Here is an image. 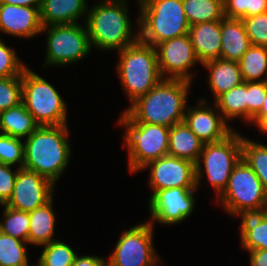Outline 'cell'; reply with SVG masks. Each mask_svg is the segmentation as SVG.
<instances>
[{
    "mask_svg": "<svg viewBox=\"0 0 267 266\" xmlns=\"http://www.w3.org/2000/svg\"><path fill=\"white\" fill-rule=\"evenodd\" d=\"M191 84L182 79H162L131 103L117 122H143L169 128L183 122Z\"/></svg>",
    "mask_w": 267,
    "mask_h": 266,
    "instance_id": "6da1fadb",
    "label": "cell"
},
{
    "mask_svg": "<svg viewBox=\"0 0 267 266\" xmlns=\"http://www.w3.org/2000/svg\"><path fill=\"white\" fill-rule=\"evenodd\" d=\"M68 128L67 124L39 126L24 141L23 168L46 177L56 185L70 162Z\"/></svg>",
    "mask_w": 267,
    "mask_h": 266,
    "instance_id": "7a4b0ae2",
    "label": "cell"
},
{
    "mask_svg": "<svg viewBox=\"0 0 267 266\" xmlns=\"http://www.w3.org/2000/svg\"><path fill=\"white\" fill-rule=\"evenodd\" d=\"M125 1H100L88 7L86 27L91 48L120 51L139 39Z\"/></svg>",
    "mask_w": 267,
    "mask_h": 266,
    "instance_id": "3957f363",
    "label": "cell"
},
{
    "mask_svg": "<svg viewBox=\"0 0 267 266\" xmlns=\"http://www.w3.org/2000/svg\"><path fill=\"white\" fill-rule=\"evenodd\" d=\"M117 53L119 61L116 71L131 104L163 79L158 67L157 51L154 46L138 39Z\"/></svg>",
    "mask_w": 267,
    "mask_h": 266,
    "instance_id": "277c9868",
    "label": "cell"
},
{
    "mask_svg": "<svg viewBox=\"0 0 267 266\" xmlns=\"http://www.w3.org/2000/svg\"><path fill=\"white\" fill-rule=\"evenodd\" d=\"M139 39L156 47L159 43L188 34L190 24L182 0H141L138 4Z\"/></svg>",
    "mask_w": 267,
    "mask_h": 266,
    "instance_id": "5b68a950",
    "label": "cell"
},
{
    "mask_svg": "<svg viewBox=\"0 0 267 266\" xmlns=\"http://www.w3.org/2000/svg\"><path fill=\"white\" fill-rule=\"evenodd\" d=\"M215 200L235 218L267 211L263 184L243 159L234 167L225 190Z\"/></svg>",
    "mask_w": 267,
    "mask_h": 266,
    "instance_id": "8992f818",
    "label": "cell"
},
{
    "mask_svg": "<svg viewBox=\"0 0 267 266\" xmlns=\"http://www.w3.org/2000/svg\"><path fill=\"white\" fill-rule=\"evenodd\" d=\"M242 159V135L236 129L225 139L204 144L195 164L197 189L202 177L213 187L216 197L226 188L234 167Z\"/></svg>",
    "mask_w": 267,
    "mask_h": 266,
    "instance_id": "52a82bcc",
    "label": "cell"
},
{
    "mask_svg": "<svg viewBox=\"0 0 267 266\" xmlns=\"http://www.w3.org/2000/svg\"><path fill=\"white\" fill-rule=\"evenodd\" d=\"M125 129L122 146L128 152L129 172L139 173L149 162L168 155L170 128L143 122H117Z\"/></svg>",
    "mask_w": 267,
    "mask_h": 266,
    "instance_id": "ba28073f",
    "label": "cell"
},
{
    "mask_svg": "<svg viewBox=\"0 0 267 266\" xmlns=\"http://www.w3.org/2000/svg\"><path fill=\"white\" fill-rule=\"evenodd\" d=\"M22 102L40 125H65L67 105L58 90L26 67L22 72Z\"/></svg>",
    "mask_w": 267,
    "mask_h": 266,
    "instance_id": "9c48e42d",
    "label": "cell"
},
{
    "mask_svg": "<svg viewBox=\"0 0 267 266\" xmlns=\"http://www.w3.org/2000/svg\"><path fill=\"white\" fill-rule=\"evenodd\" d=\"M47 33L46 58L43 67L66 66L87 57L91 51L86 24H54L42 26Z\"/></svg>",
    "mask_w": 267,
    "mask_h": 266,
    "instance_id": "30bf717a",
    "label": "cell"
},
{
    "mask_svg": "<svg viewBox=\"0 0 267 266\" xmlns=\"http://www.w3.org/2000/svg\"><path fill=\"white\" fill-rule=\"evenodd\" d=\"M154 225L141 222L124 230L111 254L107 266H159L162 264L153 242Z\"/></svg>",
    "mask_w": 267,
    "mask_h": 266,
    "instance_id": "8fae6325",
    "label": "cell"
},
{
    "mask_svg": "<svg viewBox=\"0 0 267 266\" xmlns=\"http://www.w3.org/2000/svg\"><path fill=\"white\" fill-rule=\"evenodd\" d=\"M197 188H168L151 194L148 210L150 222L174 225L186 220L195 210Z\"/></svg>",
    "mask_w": 267,
    "mask_h": 266,
    "instance_id": "7c38bea8",
    "label": "cell"
},
{
    "mask_svg": "<svg viewBox=\"0 0 267 266\" xmlns=\"http://www.w3.org/2000/svg\"><path fill=\"white\" fill-rule=\"evenodd\" d=\"M158 67L163 79H182L192 82V67L200 63L189 34L159 43L156 47Z\"/></svg>",
    "mask_w": 267,
    "mask_h": 266,
    "instance_id": "4fadbf2b",
    "label": "cell"
},
{
    "mask_svg": "<svg viewBox=\"0 0 267 266\" xmlns=\"http://www.w3.org/2000/svg\"><path fill=\"white\" fill-rule=\"evenodd\" d=\"M148 186L152 194L168 188H197L195 163L171 155L149 162Z\"/></svg>",
    "mask_w": 267,
    "mask_h": 266,
    "instance_id": "5bb4252c",
    "label": "cell"
},
{
    "mask_svg": "<svg viewBox=\"0 0 267 266\" xmlns=\"http://www.w3.org/2000/svg\"><path fill=\"white\" fill-rule=\"evenodd\" d=\"M55 186L46 177L19 168L12 195L4 205L25 212L33 211L53 198Z\"/></svg>",
    "mask_w": 267,
    "mask_h": 266,
    "instance_id": "9a60e30c",
    "label": "cell"
},
{
    "mask_svg": "<svg viewBox=\"0 0 267 266\" xmlns=\"http://www.w3.org/2000/svg\"><path fill=\"white\" fill-rule=\"evenodd\" d=\"M196 105H187L183 121L204 144L221 141L235 130L223 118L215 103L212 107L202 98Z\"/></svg>",
    "mask_w": 267,
    "mask_h": 266,
    "instance_id": "2e32d148",
    "label": "cell"
},
{
    "mask_svg": "<svg viewBox=\"0 0 267 266\" xmlns=\"http://www.w3.org/2000/svg\"><path fill=\"white\" fill-rule=\"evenodd\" d=\"M39 9L0 3V32L20 39L40 35L42 24Z\"/></svg>",
    "mask_w": 267,
    "mask_h": 266,
    "instance_id": "e0dca14e",
    "label": "cell"
},
{
    "mask_svg": "<svg viewBox=\"0 0 267 266\" xmlns=\"http://www.w3.org/2000/svg\"><path fill=\"white\" fill-rule=\"evenodd\" d=\"M88 7L87 0H41V24H73L83 17L86 22Z\"/></svg>",
    "mask_w": 267,
    "mask_h": 266,
    "instance_id": "ac0fdd59",
    "label": "cell"
},
{
    "mask_svg": "<svg viewBox=\"0 0 267 266\" xmlns=\"http://www.w3.org/2000/svg\"><path fill=\"white\" fill-rule=\"evenodd\" d=\"M208 73L209 90L213 94V102L223 93L244 82L239 63L225 59H213L202 64Z\"/></svg>",
    "mask_w": 267,
    "mask_h": 266,
    "instance_id": "d6986e66",
    "label": "cell"
},
{
    "mask_svg": "<svg viewBox=\"0 0 267 266\" xmlns=\"http://www.w3.org/2000/svg\"><path fill=\"white\" fill-rule=\"evenodd\" d=\"M188 34L201 65L209 60L220 58L221 21L190 25Z\"/></svg>",
    "mask_w": 267,
    "mask_h": 266,
    "instance_id": "ffe728a7",
    "label": "cell"
},
{
    "mask_svg": "<svg viewBox=\"0 0 267 266\" xmlns=\"http://www.w3.org/2000/svg\"><path fill=\"white\" fill-rule=\"evenodd\" d=\"M250 46L242 19L224 17L221 20L220 58L238 62Z\"/></svg>",
    "mask_w": 267,
    "mask_h": 266,
    "instance_id": "44dd1931",
    "label": "cell"
},
{
    "mask_svg": "<svg viewBox=\"0 0 267 266\" xmlns=\"http://www.w3.org/2000/svg\"><path fill=\"white\" fill-rule=\"evenodd\" d=\"M204 143L185 122L170 127L168 155L191 161L196 164Z\"/></svg>",
    "mask_w": 267,
    "mask_h": 266,
    "instance_id": "7402d4cb",
    "label": "cell"
},
{
    "mask_svg": "<svg viewBox=\"0 0 267 266\" xmlns=\"http://www.w3.org/2000/svg\"><path fill=\"white\" fill-rule=\"evenodd\" d=\"M52 198L44 206L29 212L28 244L45 246L54 240L56 215Z\"/></svg>",
    "mask_w": 267,
    "mask_h": 266,
    "instance_id": "603a6c76",
    "label": "cell"
},
{
    "mask_svg": "<svg viewBox=\"0 0 267 266\" xmlns=\"http://www.w3.org/2000/svg\"><path fill=\"white\" fill-rule=\"evenodd\" d=\"M39 126L23 102L0 112V129L3 134L24 140Z\"/></svg>",
    "mask_w": 267,
    "mask_h": 266,
    "instance_id": "cb8c5ba5",
    "label": "cell"
},
{
    "mask_svg": "<svg viewBox=\"0 0 267 266\" xmlns=\"http://www.w3.org/2000/svg\"><path fill=\"white\" fill-rule=\"evenodd\" d=\"M240 243L244 250H267V211L239 216Z\"/></svg>",
    "mask_w": 267,
    "mask_h": 266,
    "instance_id": "d4e9b609",
    "label": "cell"
},
{
    "mask_svg": "<svg viewBox=\"0 0 267 266\" xmlns=\"http://www.w3.org/2000/svg\"><path fill=\"white\" fill-rule=\"evenodd\" d=\"M214 103L227 122L239 118L247 123V82L223 93Z\"/></svg>",
    "mask_w": 267,
    "mask_h": 266,
    "instance_id": "484cf974",
    "label": "cell"
},
{
    "mask_svg": "<svg viewBox=\"0 0 267 266\" xmlns=\"http://www.w3.org/2000/svg\"><path fill=\"white\" fill-rule=\"evenodd\" d=\"M190 25L221 21L224 15V0H182Z\"/></svg>",
    "mask_w": 267,
    "mask_h": 266,
    "instance_id": "4316f807",
    "label": "cell"
},
{
    "mask_svg": "<svg viewBox=\"0 0 267 266\" xmlns=\"http://www.w3.org/2000/svg\"><path fill=\"white\" fill-rule=\"evenodd\" d=\"M244 82L267 79V47L251 45L238 61Z\"/></svg>",
    "mask_w": 267,
    "mask_h": 266,
    "instance_id": "83f0119b",
    "label": "cell"
},
{
    "mask_svg": "<svg viewBox=\"0 0 267 266\" xmlns=\"http://www.w3.org/2000/svg\"><path fill=\"white\" fill-rule=\"evenodd\" d=\"M242 159L253 169L267 194V144L242 136Z\"/></svg>",
    "mask_w": 267,
    "mask_h": 266,
    "instance_id": "f1b7e54d",
    "label": "cell"
},
{
    "mask_svg": "<svg viewBox=\"0 0 267 266\" xmlns=\"http://www.w3.org/2000/svg\"><path fill=\"white\" fill-rule=\"evenodd\" d=\"M27 244L0 231V266H30Z\"/></svg>",
    "mask_w": 267,
    "mask_h": 266,
    "instance_id": "f546056e",
    "label": "cell"
},
{
    "mask_svg": "<svg viewBox=\"0 0 267 266\" xmlns=\"http://www.w3.org/2000/svg\"><path fill=\"white\" fill-rule=\"evenodd\" d=\"M2 206L4 209H2L3 220L0 219V231L3 234L28 242L29 212L9 208L4 204Z\"/></svg>",
    "mask_w": 267,
    "mask_h": 266,
    "instance_id": "4dcf8cb0",
    "label": "cell"
},
{
    "mask_svg": "<svg viewBox=\"0 0 267 266\" xmlns=\"http://www.w3.org/2000/svg\"><path fill=\"white\" fill-rule=\"evenodd\" d=\"M77 254L66 242L54 240L43 246L35 266H72Z\"/></svg>",
    "mask_w": 267,
    "mask_h": 266,
    "instance_id": "1f68e13d",
    "label": "cell"
},
{
    "mask_svg": "<svg viewBox=\"0 0 267 266\" xmlns=\"http://www.w3.org/2000/svg\"><path fill=\"white\" fill-rule=\"evenodd\" d=\"M0 163L10 166H24L23 139L0 133Z\"/></svg>",
    "mask_w": 267,
    "mask_h": 266,
    "instance_id": "d6a6232c",
    "label": "cell"
},
{
    "mask_svg": "<svg viewBox=\"0 0 267 266\" xmlns=\"http://www.w3.org/2000/svg\"><path fill=\"white\" fill-rule=\"evenodd\" d=\"M22 102V74L0 78V112Z\"/></svg>",
    "mask_w": 267,
    "mask_h": 266,
    "instance_id": "836d02e7",
    "label": "cell"
},
{
    "mask_svg": "<svg viewBox=\"0 0 267 266\" xmlns=\"http://www.w3.org/2000/svg\"><path fill=\"white\" fill-rule=\"evenodd\" d=\"M26 67L15 49L7 46L0 38V78L20 76Z\"/></svg>",
    "mask_w": 267,
    "mask_h": 266,
    "instance_id": "e575fe53",
    "label": "cell"
},
{
    "mask_svg": "<svg viewBox=\"0 0 267 266\" xmlns=\"http://www.w3.org/2000/svg\"><path fill=\"white\" fill-rule=\"evenodd\" d=\"M251 45L267 47V12L242 19Z\"/></svg>",
    "mask_w": 267,
    "mask_h": 266,
    "instance_id": "d590c367",
    "label": "cell"
},
{
    "mask_svg": "<svg viewBox=\"0 0 267 266\" xmlns=\"http://www.w3.org/2000/svg\"><path fill=\"white\" fill-rule=\"evenodd\" d=\"M267 95V84L262 82H247V124L260 111Z\"/></svg>",
    "mask_w": 267,
    "mask_h": 266,
    "instance_id": "8d00e7d4",
    "label": "cell"
},
{
    "mask_svg": "<svg viewBox=\"0 0 267 266\" xmlns=\"http://www.w3.org/2000/svg\"><path fill=\"white\" fill-rule=\"evenodd\" d=\"M13 166L0 163V204H5L12 195L18 169L12 171Z\"/></svg>",
    "mask_w": 267,
    "mask_h": 266,
    "instance_id": "74e56055",
    "label": "cell"
},
{
    "mask_svg": "<svg viewBox=\"0 0 267 266\" xmlns=\"http://www.w3.org/2000/svg\"><path fill=\"white\" fill-rule=\"evenodd\" d=\"M248 8H250V0H224V15L227 18H246Z\"/></svg>",
    "mask_w": 267,
    "mask_h": 266,
    "instance_id": "f35d334b",
    "label": "cell"
},
{
    "mask_svg": "<svg viewBox=\"0 0 267 266\" xmlns=\"http://www.w3.org/2000/svg\"><path fill=\"white\" fill-rule=\"evenodd\" d=\"M72 266H107V261L97 255L75 256Z\"/></svg>",
    "mask_w": 267,
    "mask_h": 266,
    "instance_id": "ab89813d",
    "label": "cell"
},
{
    "mask_svg": "<svg viewBox=\"0 0 267 266\" xmlns=\"http://www.w3.org/2000/svg\"><path fill=\"white\" fill-rule=\"evenodd\" d=\"M252 123L257 126L261 133L267 134V95L260 111L252 118L249 125H252Z\"/></svg>",
    "mask_w": 267,
    "mask_h": 266,
    "instance_id": "60d3db41",
    "label": "cell"
},
{
    "mask_svg": "<svg viewBox=\"0 0 267 266\" xmlns=\"http://www.w3.org/2000/svg\"><path fill=\"white\" fill-rule=\"evenodd\" d=\"M248 252L250 256V266H267V250L258 249Z\"/></svg>",
    "mask_w": 267,
    "mask_h": 266,
    "instance_id": "b9f144b4",
    "label": "cell"
},
{
    "mask_svg": "<svg viewBox=\"0 0 267 266\" xmlns=\"http://www.w3.org/2000/svg\"><path fill=\"white\" fill-rule=\"evenodd\" d=\"M267 12V0H250L248 17Z\"/></svg>",
    "mask_w": 267,
    "mask_h": 266,
    "instance_id": "7bdbcfd3",
    "label": "cell"
},
{
    "mask_svg": "<svg viewBox=\"0 0 267 266\" xmlns=\"http://www.w3.org/2000/svg\"><path fill=\"white\" fill-rule=\"evenodd\" d=\"M0 3L9 5H21L27 7H40L41 0H0Z\"/></svg>",
    "mask_w": 267,
    "mask_h": 266,
    "instance_id": "ee69618b",
    "label": "cell"
},
{
    "mask_svg": "<svg viewBox=\"0 0 267 266\" xmlns=\"http://www.w3.org/2000/svg\"><path fill=\"white\" fill-rule=\"evenodd\" d=\"M100 1H125L127 2V0H100ZM137 1H138L137 4H139L141 0H137Z\"/></svg>",
    "mask_w": 267,
    "mask_h": 266,
    "instance_id": "f6af8a7d",
    "label": "cell"
}]
</instances>
